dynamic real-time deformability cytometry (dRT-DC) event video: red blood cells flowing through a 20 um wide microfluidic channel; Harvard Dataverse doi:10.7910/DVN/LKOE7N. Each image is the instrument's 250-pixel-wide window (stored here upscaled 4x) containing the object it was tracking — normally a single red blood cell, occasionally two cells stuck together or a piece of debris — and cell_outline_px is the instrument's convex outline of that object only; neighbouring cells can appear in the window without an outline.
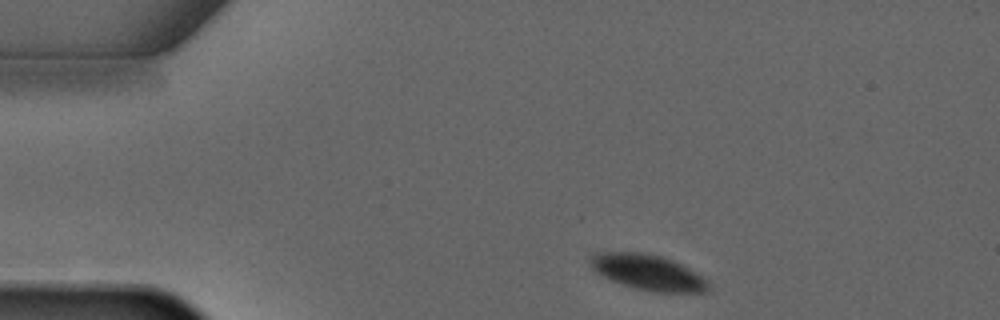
{"species": "common noctule bat (a hibernating species)", "species_latin": "Nyctalus noctula", "temperature_condition": "warm", "stored_images_in_passage": 3, "camera_frame_rate_fps": 3000, "um_per_image_px": 0.085, "animal": {"sex": "male", "forearm_length_mm": 52.5}, "frame": {"image": 1, "passage_image": 1, "time_ms": 0.0, "image_size_px": [1000, 320], "cell_outline_px": [[712, 288], [708, 292], [656, 292], [636, 288], [612, 280], [604, 276], [592, 268], [588, 260], [588, 256], [592, 252], [644, 252], [660, 256], [672, 260], [696, 272]], "centroid_in_image_um": [55.04, 23.13], "position_along_channel_um": 30.0, "area_um2": 24.28}}
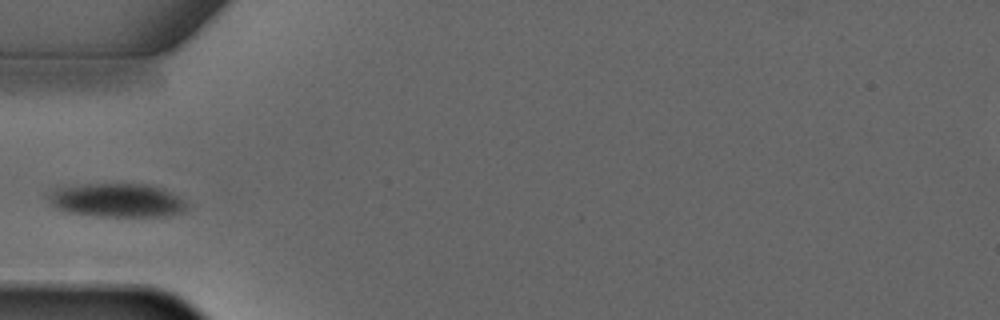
{"frame": {"image": 2, "passage_image": 3, "time_ms": 2.333, "image_size_px": [1000, 320], "cell_outline_px": [[188, 208], [184, 212], [168, 216], [96, 216], [68, 212], [52, 204], [44, 196], [48, 192], [56, 188], [84, 184], [148, 184], [160, 188], [184, 200], [188, 204]], "centroid_in_image_um": [9.93, 17.03], "position_along_channel_um": 75.1, "area_um2": 27.17}}